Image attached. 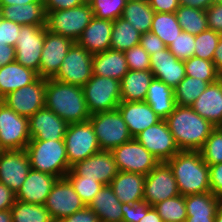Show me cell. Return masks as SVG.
Here are the masks:
<instances>
[{
    "instance_id": "6da1fadb",
    "label": "cell",
    "mask_w": 222,
    "mask_h": 222,
    "mask_svg": "<svg viewBox=\"0 0 222 222\" xmlns=\"http://www.w3.org/2000/svg\"><path fill=\"white\" fill-rule=\"evenodd\" d=\"M165 121L180 151H199L215 128L189 106L176 105Z\"/></svg>"
},
{
    "instance_id": "7a4b0ae2",
    "label": "cell",
    "mask_w": 222,
    "mask_h": 222,
    "mask_svg": "<svg viewBox=\"0 0 222 222\" xmlns=\"http://www.w3.org/2000/svg\"><path fill=\"white\" fill-rule=\"evenodd\" d=\"M45 108L56 113L68 124L88 121V111L82 87L53 78L46 79Z\"/></svg>"
},
{
    "instance_id": "3957f363",
    "label": "cell",
    "mask_w": 222,
    "mask_h": 222,
    "mask_svg": "<svg viewBox=\"0 0 222 222\" xmlns=\"http://www.w3.org/2000/svg\"><path fill=\"white\" fill-rule=\"evenodd\" d=\"M183 196L210 191L209 166L200 151L182 150L167 161Z\"/></svg>"
},
{
    "instance_id": "277c9868",
    "label": "cell",
    "mask_w": 222,
    "mask_h": 222,
    "mask_svg": "<svg viewBox=\"0 0 222 222\" xmlns=\"http://www.w3.org/2000/svg\"><path fill=\"white\" fill-rule=\"evenodd\" d=\"M31 169L62 178L70 171L63 140H30L25 148Z\"/></svg>"
},
{
    "instance_id": "5b68a950",
    "label": "cell",
    "mask_w": 222,
    "mask_h": 222,
    "mask_svg": "<svg viewBox=\"0 0 222 222\" xmlns=\"http://www.w3.org/2000/svg\"><path fill=\"white\" fill-rule=\"evenodd\" d=\"M93 17L91 5L85 3L66 10L49 11L46 13V29L76 42Z\"/></svg>"
},
{
    "instance_id": "8992f818",
    "label": "cell",
    "mask_w": 222,
    "mask_h": 222,
    "mask_svg": "<svg viewBox=\"0 0 222 222\" xmlns=\"http://www.w3.org/2000/svg\"><path fill=\"white\" fill-rule=\"evenodd\" d=\"M89 121L101 150L111 151L133 138L118 109L92 114Z\"/></svg>"
},
{
    "instance_id": "52a82bcc",
    "label": "cell",
    "mask_w": 222,
    "mask_h": 222,
    "mask_svg": "<svg viewBox=\"0 0 222 222\" xmlns=\"http://www.w3.org/2000/svg\"><path fill=\"white\" fill-rule=\"evenodd\" d=\"M89 113L117 109L121 102L120 81L93 75L82 87Z\"/></svg>"
},
{
    "instance_id": "ba28073f",
    "label": "cell",
    "mask_w": 222,
    "mask_h": 222,
    "mask_svg": "<svg viewBox=\"0 0 222 222\" xmlns=\"http://www.w3.org/2000/svg\"><path fill=\"white\" fill-rule=\"evenodd\" d=\"M64 143L70 166L101 151L90 121L68 124Z\"/></svg>"
},
{
    "instance_id": "9c48e42d",
    "label": "cell",
    "mask_w": 222,
    "mask_h": 222,
    "mask_svg": "<svg viewBox=\"0 0 222 222\" xmlns=\"http://www.w3.org/2000/svg\"><path fill=\"white\" fill-rule=\"evenodd\" d=\"M30 139L28 118L0 100V151L23 150Z\"/></svg>"
},
{
    "instance_id": "30bf717a",
    "label": "cell",
    "mask_w": 222,
    "mask_h": 222,
    "mask_svg": "<svg viewBox=\"0 0 222 222\" xmlns=\"http://www.w3.org/2000/svg\"><path fill=\"white\" fill-rule=\"evenodd\" d=\"M118 171L147 175L158 163L135 138L111 150Z\"/></svg>"
},
{
    "instance_id": "8fae6325",
    "label": "cell",
    "mask_w": 222,
    "mask_h": 222,
    "mask_svg": "<svg viewBox=\"0 0 222 222\" xmlns=\"http://www.w3.org/2000/svg\"><path fill=\"white\" fill-rule=\"evenodd\" d=\"M92 58L93 54L75 42L66 54L60 70L53 79L83 87L93 76Z\"/></svg>"
},
{
    "instance_id": "7c38bea8",
    "label": "cell",
    "mask_w": 222,
    "mask_h": 222,
    "mask_svg": "<svg viewBox=\"0 0 222 222\" xmlns=\"http://www.w3.org/2000/svg\"><path fill=\"white\" fill-rule=\"evenodd\" d=\"M45 40V26L23 25L17 37L15 61L39 75V64Z\"/></svg>"
},
{
    "instance_id": "4fadbf2b",
    "label": "cell",
    "mask_w": 222,
    "mask_h": 222,
    "mask_svg": "<svg viewBox=\"0 0 222 222\" xmlns=\"http://www.w3.org/2000/svg\"><path fill=\"white\" fill-rule=\"evenodd\" d=\"M178 195L180 193L171 167L167 162H159L145 176L144 201L154 206Z\"/></svg>"
},
{
    "instance_id": "5bb4252c",
    "label": "cell",
    "mask_w": 222,
    "mask_h": 222,
    "mask_svg": "<svg viewBox=\"0 0 222 222\" xmlns=\"http://www.w3.org/2000/svg\"><path fill=\"white\" fill-rule=\"evenodd\" d=\"M46 79L39 77L35 82L8 93L1 99L20 116L30 118L45 107Z\"/></svg>"
},
{
    "instance_id": "9a60e30c",
    "label": "cell",
    "mask_w": 222,
    "mask_h": 222,
    "mask_svg": "<svg viewBox=\"0 0 222 222\" xmlns=\"http://www.w3.org/2000/svg\"><path fill=\"white\" fill-rule=\"evenodd\" d=\"M117 173L118 169L111 151L101 150L72 165L65 177L96 179L103 185H110Z\"/></svg>"
},
{
    "instance_id": "2e32d148",
    "label": "cell",
    "mask_w": 222,
    "mask_h": 222,
    "mask_svg": "<svg viewBox=\"0 0 222 222\" xmlns=\"http://www.w3.org/2000/svg\"><path fill=\"white\" fill-rule=\"evenodd\" d=\"M44 206L49 211L53 221L57 222L83 209L86 205L74 191L70 181L66 177H62L58 178L54 184Z\"/></svg>"
},
{
    "instance_id": "e0dca14e",
    "label": "cell",
    "mask_w": 222,
    "mask_h": 222,
    "mask_svg": "<svg viewBox=\"0 0 222 222\" xmlns=\"http://www.w3.org/2000/svg\"><path fill=\"white\" fill-rule=\"evenodd\" d=\"M134 138L159 162H167L180 151L164 119L146 128Z\"/></svg>"
},
{
    "instance_id": "ac0fdd59",
    "label": "cell",
    "mask_w": 222,
    "mask_h": 222,
    "mask_svg": "<svg viewBox=\"0 0 222 222\" xmlns=\"http://www.w3.org/2000/svg\"><path fill=\"white\" fill-rule=\"evenodd\" d=\"M74 43L70 38L51 33L45 26V40L39 64V77L44 79L54 78Z\"/></svg>"
},
{
    "instance_id": "d6986e66",
    "label": "cell",
    "mask_w": 222,
    "mask_h": 222,
    "mask_svg": "<svg viewBox=\"0 0 222 222\" xmlns=\"http://www.w3.org/2000/svg\"><path fill=\"white\" fill-rule=\"evenodd\" d=\"M30 170V160L25 149L0 151V183L5 184L15 194Z\"/></svg>"
},
{
    "instance_id": "ffe728a7",
    "label": "cell",
    "mask_w": 222,
    "mask_h": 222,
    "mask_svg": "<svg viewBox=\"0 0 222 222\" xmlns=\"http://www.w3.org/2000/svg\"><path fill=\"white\" fill-rule=\"evenodd\" d=\"M30 140H63L68 123L53 111L43 108L28 118Z\"/></svg>"
},
{
    "instance_id": "44dd1931",
    "label": "cell",
    "mask_w": 222,
    "mask_h": 222,
    "mask_svg": "<svg viewBox=\"0 0 222 222\" xmlns=\"http://www.w3.org/2000/svg\"><path fill=\"white\" fill-rule=\"evenodd\" d=\"M150 71L154 78L173 89L186 77L184 61L177 59L167 47L150 55Z\"/></svg>"
},
{
    "instance_id": "7402d4cb",
    "label": "cell",
    "mask_w": 222,
    "mask_h": 222,
    "mask_svg": "<svg viewBox=\"0 0 222 222\" xmlns=\"http://www.w3.org/2000/svg\"><path fill=\"white\" fill-rule=\"evenodd\" d=\"M58 177L31 169L15 199L26 203L44 205Z\"/></svg>"
},
{
    "instance_id": "603a6c76",
    "label": "cell",
    "mask_w": 222,
    "mask_h": 222,
    "mask_svg": "<svg viewBox=\"0 0 222 222\" xmlns=\"http://www.w3.org/2000/svg\"><path fill=\"white\" fill-rule=\"evenodd\" d=\"M117 109L121 113L133 138L161 120L146 101H121Z\"/></svg>"
},
{
    "instance_id": "cb8c5ba5",
    "label": "cell",
    "mask_w": 222,
    "mask_h": 222,
    "mask_svg": "<svg viewBox=\"0 0 222 222\" xmlns=\"http://www.w3.org/2000/svg\"><path fill=\"white\" fill-rule=\"evenodd\" d=\"M191 108L215 127H222V78L209 84Z\"/></svg>"
},
{
    "instance_id": "d4e9b609",
    "label": "cell",
    "mask_w": 222,
    "mask_h": 222,
    "mask_svg": "<svg viewBox=\"0 0 222 222\" xmlns=\"http://www.w3.org/2000/svg\"><path fill=\"white\" fill-rule=\"evenodd\" d=\"M113 21L93 17L76 43L89 53L96 54L110 49Z\"/></svg>"
},
{
    "instance_id": "484cf974",
    "label": "cell",
    "mask_w": 222,
    "mask_h": 222,
    "mask_svg": "<svg viewBox=\"0 0 222 222\" xmlns=\"http://www.w3.org/2000/svg\"><path fill=\"white\" fill-rule=\"evenodd\" d=\"M145 175L118 171L110 186L121 203L135 204L144 201Z\"/></svg>"
},
{
    "instance_id": "4316f807",
    "label": "cell",
    "mask_w": 222,
    "mask_h": 222,
    "mask_svg": "<svg viewBox=\"0 0 222 222\" xmlns=\"http://www.w3.org/2000/svg\"><path fill=\"white\" fill-rule=\"evenodd\" d=\"M93 75L122 80L129 71L124 52L108 49L93 54Z\"/></svg>"
},
{
    "instance_id": "83f0119b",
    "label": "cell",
    "mask_w": 222,
    "mask_h": 222,
    "mask_svg": "<svg viewBox=\"0 0 222 222\" xmlns=\"http://www.w3.org/2000/svg\"><path fill=\"white\" fill-rule=\"evenodd\" d=\"M0 17L22 26H46L44 2L0 6Z\"/></svg>"
},
{
    "instance_id": "f1b7e54d",
    "label": "cell",
    "mask_w": 222,
    "mask_h": 222,
    "mask_svg": "<svg viewBox=\"0 0 222 222\" xmlns=\"http://www.w3.org/2000/svg\"><path fill=\"white\" fill-rule=\"evenodd\" d=\"M37 72L26 68L16 61L0 68V100L8 93L35 82Z\"/></svg>"
},
{
    "instance_id": "f546056e",
    "label": "cell",
    "mask_w": 222,
    "mask_h": 222,
    "mask_svg": "<svg viewBox=\"0 0 222 222\" xmlns=\"http://www.w3.org/2000/svg\"><path fill=\"white\" fill-rule=\"evenodd\" d=\"M89 207L98 215L100 222H122V203L110 185H103Z\"/></svg>"
},
{
    "instance_id": "4dcf8cb0",
    "label": "cell",
    "mask_w": 222,
    "mask_h": 222,
    "mask_svg": "<svg viewBox=\"0 0 222 222\" xmlns=\"http://www.w3.org/2000/svg\"><path fill=\"white\" fill-rule=\"evenodd\" d=\"M153 78V73L150 70H129L120 81L121 101H145Z\"/></svg>"
},
{
    "instance_id": "1f68e13d",
    "label": "cell",
    "mask_w": 222,
    "mask_h": 222,
    "mask_svg": "<svg viewBox=\"0 0 222 222\" xmlns=\"http://www.w3.org/2000/svg\"><path fill=\"white\" fill-rule=\"evenodd\" d=\"M145 101L164 120L174 111L176 106L174 89L157 78L151 80Z\"/></svg>"
},
{
    "instance_id": "d6a6232c",
    "label": "cell",
    "mask_w": 222,
    "mask_h": 222,
    "mask_svg": "<svg viewBox=\"0 0 222 222\" xmlns=\"http://www.w3.org/2000/svg\"><path fill=\"white\" fill-rule=\"evenodd\" d=\"M154 10L148 0H127L122 18L138 30L141 34L150 32Z\"/></svg>"
},
{
    "instance_id": "836d02e7",
    "label": "cell",
    "mask_w": 222,
    "mask_h": 222,
    "mask_svg": "<svg viewBox=\"0 0 222 222\" xmlns=\"http://www.w3.org/2000/svg\"><path fill=\"white\" fill-rule=\"evenodd\" d=\"M141 33L119 17L113 21L110 49L125 52L139 44Z\"/></svg>"
},
{
    "instance_id": "e575fe53",
    "label": "cell",
    "mask_w": 222,
    "mask_h": 222,
    "mask_svg": "<svg viewBox=\"0 0 222 222\" xmlns=\"http://www.w3.org/2000/svg\"><path fill=\"white\" fill-rule=\"evenodd\" d=\"M222 198L211 192L185 196L187 216H216Z\"/></svg>"
},
{
    "instance_id": "d590c367",
    "label": "cell",
    "mask_w": 222,
    "mask_h": 222,
    "mask_svg": "<svg viewBox=\"0 0 222 222\" xmlns=\"http://www.w3.org/2000/svg\"><path fill=\"white\" fill-rule=\"evenodd\" d=\"M182 31L176 13L155 12L150 32L157 35L166 47H168Z\"/></svg>"
},
{
    "instance_id": "8d00e7d4",
    "label": "cell",
    "mask_w": 222,
    "mask_h": 222,
    "mask_svg": "<svg viewBox=\"0 0 222 222\" xmlns=\"http://www.w3.org/2000/svg\"><path fill=\"white\" fill-rule=\"evenodd\" d=\"M175 13L184 32L198 35L208 29L207 14L204 10L180 5Z\"/></svg>"
},
{
    "instance_id": "74e56055",
    "label": "cell",
    "mask_w": 222,
    "mask_h": 222,
    "mask_svg": "<svg viewBox=\"0 0 222 222\" xmlns=\"http://www.w3.org/2000/svg\"><path fill=\"white\" fill-rule=\"evenodd\" d=\"M10 210L12 222H54L44 205L15 200Z\"/></svg>"
},
{
    "instance_id": "f35d334b",
    "label": "cell",
    "mask_w": 222,
    "mask_h": 222,
    "mask_svg": "<svg viewBox=\"0 0 222 222\" xmlns=\"http://www.w3.org/2000/svg\"><path fill=\"white\" fill-rule=\"evenodd\" d=\"M208 85L206 81L186 76L174 89L176 105L191 107Z\"/></svg>"
},
{
    "instance_id": "ab89813d",
    "label": "cell",
    "mask_w": 222,
    "mask_h": 222,
    "mask_svg": "<svg viewBox=\"0 0 222 222\" xmlns=\"http://www.w3.org/2000/svg\"><path fill=\"white\" fill-rule=\"evenodd\" d=\"M186 76L201 79L208 84L214 83L222 78L214 66L213 61H208L195 56L184 60Z\"/></svg>"
},
{
    "instance_id": "60d3db41",
    "label": "cell",
    "mask_w": 222,
    "mask_h": 222,
    "mask_svg": "<svg viewBox=\"0 0 222 222\" xmlns=\"http://www.w3.org/2000/svg\"><path fill=\"white\" fill-rule=\"evenodd\" d=\"M163 222H185L187 218L185 196L178 195L153 206Z\"/></svg>"
},
{
    "instance_id": "b9f144b4",
    "label": "cell",
    "mask_w": 222,
    "mask_h": 222,
    "mask_svg": "<svg viewBox=\"0 0 222 222\" xmlns=\"http://www.w3.org/2000/svg\"><path fill=\"white\" fill-rule=\"evenodd\" d=\"M221 34L211 29H207L198 35H195V57L213 61L214 51L221 38Z\"/></svg>"
},
{
    "instance_id": "7bdbcfd3",
    "label": "cell",
    "mask_w": 222,
    "mask_h": 222,
    "mask_svg": "<svg viewBox=\"0 0 222 222\" xmlns=\"http://www.w3.org/2000/svg\"><path fill=\"white\" fill-rule=\"evenodd\" d=\"M208 166L222 163V127H215L199 150Z\"/></svg>"
},
{
    "instance_id": "ee69618b",
    "label": "cell",
    "mask_w": 222,
    "mask_h": 222,
    "mask_svg": "<svg viewBox=\"0 0 222 222\" xmlns=\"http://www.w3.org/2000/svg\"><path fill=\"white\" fill-rule=\"evenodd\" d=\"M127 0H93L90 5L94 16L114 21L122 17Z\"/></svg>"
},
{
    "instance_id": "f6af8a7d",
    "label": "cell",
    "mask_w": 222,
    "mask_h": 222,
    "mask_svg": "<svg viewBox=\"0 0 222 222\" xmlns=\"http://www.w3.org/2000/svg\"><path fill=\"white\" fill-rule=\"evenodd\" d=\"M86 206L92 202L94 196L103 187V184L96 179H86L83 177H66Z\"/></svg>"
},
{
    "instance_id": "bcb514c9",
    "label": "cell",
    "mask_w": 222,
    "mask_h": 222,
    "mask_svg": "<svg viewBox=\"0 0 222 222\" xmlns=\"http://www.w3.org/2000/svg\"><path fill=\"white\" fill-rule=\"evenodd\" d=\"M167 48L179 60L190 59L194 55L195 35L182 31Z\"/></svg>"
},
{
    "instance_id": "7dc6e473",
    "label": "cell",
    "mask_w": 222,
    "mask_h": 222,
    "mask_svg": "<svg viewBox=\"0 0 222 222\" xmlns=\"http://www.w3.org/2000/svg\"><path fill=\"white\" fill-rule=\"evenodd\" d=\"M129 70H150V55L140 45H136L124 52Z\"/></svg>"
},
{
    "instance_id": "c3c4849f",
    "label": "cell",
    "mask_w": 222,
    "mask_h": 222,
    "mask_svg": "<svg viewBox=\"0 0 222 222\" xmlns=\"http://www.w3.org/2000/svg\"><path fill=\"white\" fill-rule=\"evenodd\" d=\"M22 25L0 17V45L15 46Z\"/></svg>"
},
{
    "instance_id": "681fc988",
    "label": "cell",
    "mask_w": 222,
    "mask_h": 222,
    "mask_svg": "<svg viewBox=\"0 0 222 222\" xmlns=\"http://www.w3.org/2000/svg\"><path fill=\"white\" fill-rule=\"evenodd\" d=\"M148 206L146 201L135 204L122 203V222H139L146 215Z\"/></svg>"
},
{
    "instance_id": "f907efd6",
    "label": "cell",
    "mask_w": 222,
    "mask_h": 222,
    "mask_svg": "<svg viewBox=\"0 0 222 222\" xmlns=\"http://www.w3.org/2000/svg\"><path fill=\"white\" fill-rule=\"evenodd\" d=\"M139 44L146 50L149 55L162 51L166 48L164 42L157 35L151 32L141 34Z\"/></svg>"
},
{
    "instance_id": "816d5d0a",
    "label": "cell",
    "mask_w": 222,
    "mask_h": 222,
    "mask_svg": "<svg viewBox=\"0 0 222 222\" xmlns=\"http://www.w3.org/2000/svg\"><path fill=\"white\" fill-rule=\"evenodd\" d=\"M205 12L208 28L222 35V3L212 4Z\"/></svg>"
},
{
    "instance_id": "f5cc1de1",
    "label": "cell",
    "mask_w": 222,
    "mask_h": 222,
    "mask_svg": "<svg viewBox=\"0 0 222 222\" xmlns=\"http://www.w3.org/2000/svg\"><path fill=\"white\" fill-rule=\"evenodd\" d=\"M210 191L222 198V163L209 166Z\"/></svg>"
},
{
    "instance_id": "db71d44e",
    "label": "cell",
    "mask_w": 222,
    "mask_h": 222,
    "mask_svg": "<svg viewBox=\"0 0 222 222\" xmlns=\"http://www.w3.org/2000/svg\"><path fill=\"white\" fill-rule=\"evenodd\" d=\"M57 222H100L98 215L89 207L76 211L70 216L64 217Z\"/></svg>"
},
{
    "instance_id": "11a10c76",
    "label": "cell",
    "mask_w": 222,
    "mask_h": 222,
    "mask_svg": "<svg viewBox=\"0 0 222 222\" xmlns=\"http://www.w3.org/2000/svg\"><path fill=\"white\" fill-rule=\"evenodd\" d=\"M83 4L82 0H45V12L66 10Z\"/></svg>"
},
{
    "instance_id": "9f6ffc18",
    "label": "cell",
    "mask_w": 222,
    "mask_h": 222,
    "mask_svg": "<svg viewBox=\"0 0 222 222\" xmlns=\"http://www.w3.org/2000/svg\"><path fill=\"white\" fill-rule=\"evenodd\" d=\"M154 12L175 13L180 4L178 0H148Z\"/></svg>"
},
{
    "instance_id": "6f0895ef",
    "label": "cell",
    "mask_w": 222,
    "mask_h": 222,
    "mask_svg": "<svg viewBox=\"0 0 222 222\" xmlns=\"http://www.w3.org/2000/svg\"><path fill=\"white\" fill-rule=\"evenodd\" d=\"M15 200V193L5 184L0 183V210L11 209Z\"/></svg>"
},
{
    "instance_id": "680465c9",
    "label": "cell",
    "mask_w": 222,
    "mask_h": 222,
    "mask_svg": "<svg viewBox=\"0 0 222 222\" xmlns=\"http://www.w3.org/2000/svg\"><path fill=\"white\" fill-rule=\"evenodd\" d=\"M15 62V48L9 45H0V68Z\"/></svg>"
},
{
    "instance_id": "91938a15",
    "label": "cell",
    "mask_w": 222,
    "mask_h": 222,
    "mask_svg": "<svg viewBox=\"0 0 222 222\" xmlns=\"http://www.w3.org/2000/svg\"><path fill=\"white\" fill-rule=\"evenodd\" d=\"M180 5L206 11L213 3L212 0H178Z\"/></svg>"
},
{
    "instance_id": "94428289",
    "label": "cell",
    "mask_w": 222,
    "mask_h": 222,
    "mask_svg": "<svg viewBox=\"0 0 222 222\" xmlns=\"http://www.w3.org/2000/svg\"><path fill=\"white\" fill-rule=\"evenodd\" d=\"M213 62L218 72L222 75V36L217 44L216 50L214 51Z\"/></svg>"
},
{
    "instance_id": "6125c7cd",
    "label": "cell",
    "mask_w": 222,
    "mask_h": 222,
    "mask_svg": "<svg viewBox=\"0 0 222 222\" xmlns=\"http://www.w3.org/2000/svg\"><path fill=\"white\" fill-rule=\"evenodd\" d=\"M139 222H163L162 218L158 215V212L153 206L147 207L146 215L139 220Z\"/></svg>"
},
{
    "instance_id": "be15d7a7",
    "label": "cell",
    "mask_w": 222,
    "mask_h": 222,
    "mask_svg": "<svg viewBox=\"0 0 222 222\" xmlns=\"http://www.w3.org/2000/svg\"><path fill=\"white\" fill-rule=\"evenodd\" d=\"M33 2H42L40 0H0V6L24 5Z\"/></svg>"
},
{
    "instance_id": "e7e4bbea",
    "label": "cell",
    "mask_w": 222,
    "mask_h": 222,
    "mask_svg": "<svg viewBox=\"0 0 222 222\" xmlns=\"http://www.w3.org/2000/svg\"><path fill=\"white\" fill-rule=\"evenodd\" d=\"M185 222H215V216H187Z\"/></svg>"
},
{
    "instance_id": "03108f58",
    "label": "cell",
    "mask_w": 222,
    "mask_h": 222,
    "mask_svg": "<svg viewBox=\"0 0 222 222\" xmlns=\"http://www.w3.org/2000/svg\"><path fill=\"white\" fill-rule=\"evenodd\" d=\"M0 222H12L11 210H0Z\"/></svg>"
},
{
    "instance_id": "003e7915",
    "label": "cell",
    "mask_w": 222,
    "mask_h": 222,
    "mask_svg": "<svg viewBox=\"0 0 222 222\" xmlns=\"http://www.w3.org/2000/svg\"><path fill=\"white\" fill-rule=\"evenodd\" d=\"M215 222H222V203L217 210V213L215 216Z\"/></svg>"
},
{
    "instance_id": "a7ac6f4b",
    "label": "cell",
    "mask_w": 222,
    "mask_h": 222,
    "mask_svg": "<svg viewBox=\"0 0 222 222\" xmlns=\"http://www.w3.org/2000/svg\"><path fill=\"white\" fill-rule=\"evenodd\" d=\"M212 3L213 4H219V3H222V0H212Z\"/></svg>"
},
{
    "instance_id": "89a4df30",
    "label": "cell",
    "mask_w": 222,
    "mask_h": 222,
    "mask_svg": "<svg viewBox=\"0 0 222 222\" xmlns=\"http://www.w3.org/2000/svg\"><path fill=\"white\" fill-rule=\"evenodd\" d=\"M85 4H90L93 0H82Z\"/></svg>"
}]
</instances>
